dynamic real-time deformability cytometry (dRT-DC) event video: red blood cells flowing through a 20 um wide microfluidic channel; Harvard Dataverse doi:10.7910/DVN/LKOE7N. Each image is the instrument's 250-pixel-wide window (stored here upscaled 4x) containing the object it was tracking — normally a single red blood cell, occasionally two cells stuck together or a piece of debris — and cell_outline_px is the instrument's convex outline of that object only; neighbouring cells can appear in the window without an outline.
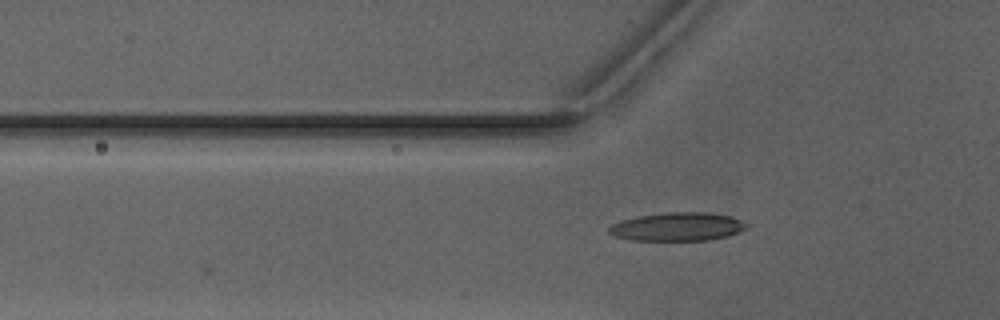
{"species": "Egyptian fruit bat (a non-hibernating species)", "species_latin": "Rousettus aegyptiacus", "temperature_condition": "warm", "stored_images_in_passage": 17, "camera_frame_rate_fps": 3000, "um_per_image_px": 0.085, "animal": {"sex": "male"}, "frame": {"image": 1, "passage_image": 2, "time_ms": 0.333, "image_size_px": [1000, 320], "cell_outline_px": [[748, 228], [728, 236], [708, 240], [632, 240], [616, 236], [608, 232], [608, 228], [612, 224], [620, 220], [640, 216], [664, 212], [712, 212], [732, 216], [748, 224]], "centroid_in_image_um": [57.62, 19.26], "position_along_channel_um": 68.2, "area_um2": 22.89}}
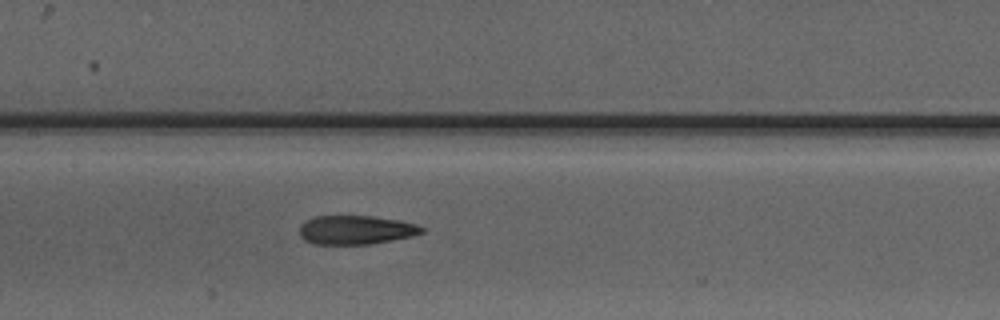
{"frame": {"image": 2, "passage_image": 10, "time_ms": 3.0, "image_size_px": [1000, 320], "cell_outline_px": [[424, 232], [412, 236], [372, 244], [312, 244], [304, 240], [300, 236], [300, 224], [304, 220], [316, 216], [376, 216], [400, 220], [416, 224], [424, 228]], "centroid_in_image_um": [30.23, 19.54], "position_along_channel_um": 177.2, "area_um2": 20.81}}
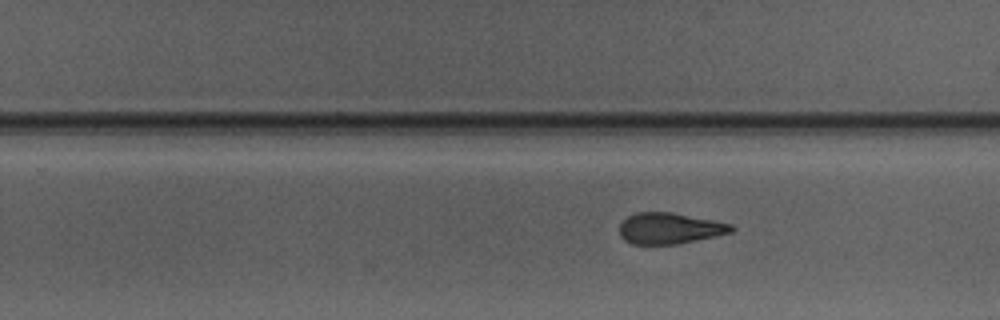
{"frame": {"image": 3, "passage_image": 17, "time_ms": 5.333, "image_size_px": [1000, 320], "cell_outline_px": [[736, 228], [732, 232], [716, 236], [676, 244], [632, 244], [624, 240], [620, 236], [620, 224], [628, 216], [636, 212], [672, 212], [732, 224]], "centroid_in_image_um": [56.92, 19.41], "position_along_channel_um": 272.9, "area_um2": 20.23}}